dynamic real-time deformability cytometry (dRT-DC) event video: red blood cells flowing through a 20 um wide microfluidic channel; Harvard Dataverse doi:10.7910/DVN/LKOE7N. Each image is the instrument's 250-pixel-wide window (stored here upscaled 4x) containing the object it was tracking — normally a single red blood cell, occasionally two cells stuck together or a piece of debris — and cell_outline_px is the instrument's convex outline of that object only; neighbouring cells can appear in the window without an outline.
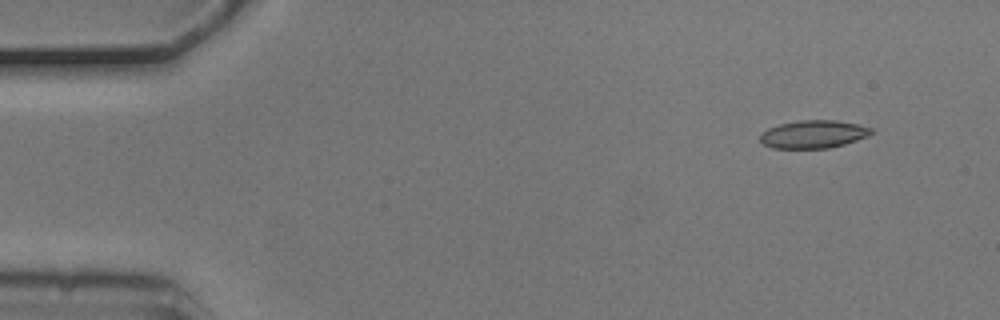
{"species": "common noctule bat (a hibernating species)", "species_latin": "Nyctalus noctula", "temperature_condition": "cold", "stored_images_in_passage": 6, "camera_frame_rate_fps": 3000, "um_per_image_px": 0.085, "animal": {"sex": "male", "body_mass_g": 20.5, "forearm_length_mm": 52.5}, "frame": {"image": 1, "passage_image": 2, "time_ms": 0.333, "image_size_px": [1000, 320], "cell_outline_px": [[872, 132], [868, 136], [844, 144], [828, 148], [772, 148], [764, 144], [760, 140], [760, 132], [768, 128], [780, 124], [800, 120], [836, 120], [856, 124], [872, 128]], "centroid_in_image_um": [69.11, 11.41], "position_along_channel_um": 15.9, "area_um2": 17.98}}
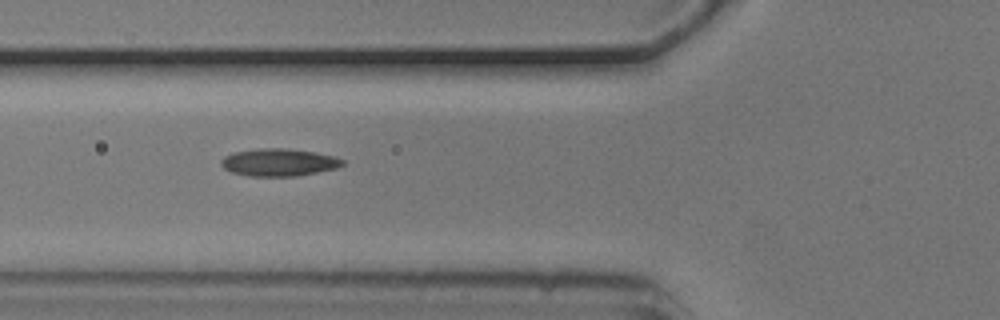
{"frame": {"image": 2, "passage_image": 5, "time_ms": 1.333, "image_size_px": [1000, 320], "cell_outline_px": [[344, 164], [336, 168], [296, 176], [248, 176], [232, 172], [224, 168], [220, 164], [220, 160], [224, 156], [232, 152], [256, 148], [288, 148], [312, 152], [332, 156], [344, 160]], "centroid_in_image_um": [23.64, 13.79], "position_along_channel_um": 102.2, "area_um2": 19.42}}
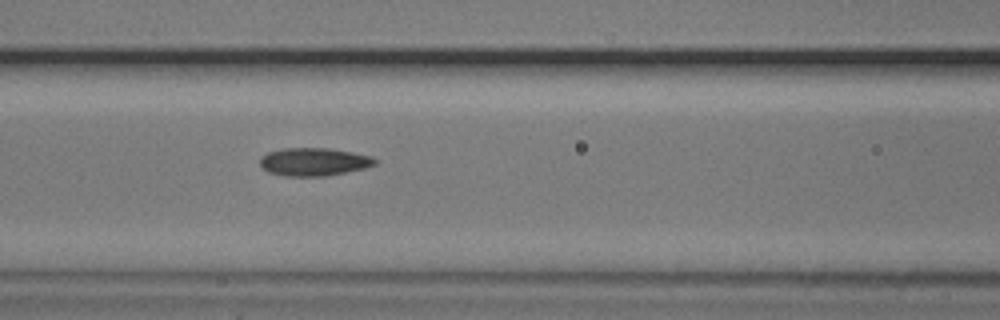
{"frame": {"image": 3, "passage_image": 6, "time_ms": 1.667, "image_size_px": [1000, 320], "cell_outline_px": [[376, 164], [364, 168], [324, 176], [288, 176], [268, 172], [260, 164], [260, 156], [268, 152], [284, 148], [328, 148], [352, 152], [372, 156], [376, 160]], "centroid_in_image_um": [26.66, 13.74], "position_along_channel_um": 139.9, "area_um2": 18.61}}